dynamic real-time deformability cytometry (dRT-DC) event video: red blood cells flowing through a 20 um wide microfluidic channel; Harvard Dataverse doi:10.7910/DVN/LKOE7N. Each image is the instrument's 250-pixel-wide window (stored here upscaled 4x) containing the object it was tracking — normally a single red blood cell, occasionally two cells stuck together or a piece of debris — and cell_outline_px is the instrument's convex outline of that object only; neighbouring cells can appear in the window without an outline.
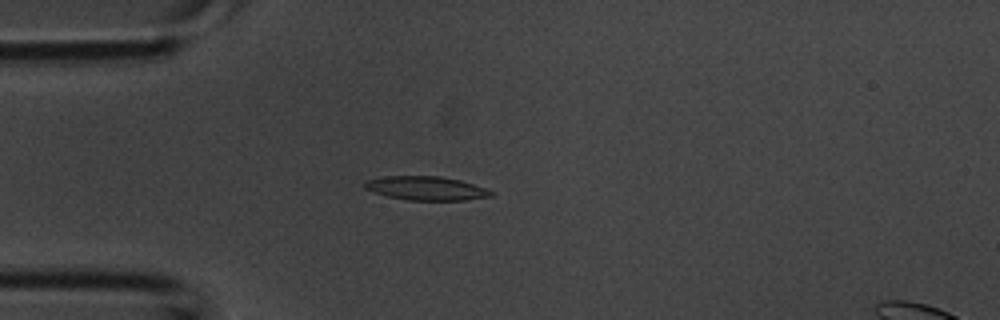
{"species": "common noctule bat (a hibernating species)", "species_latin": "Nyctalus noctula", "temperature_condition": "room temperature", "stored_images_in_passage": 31, "camera_frame_rate_fps": 3000, "um_per_image_px": 0.085, "animal": {"sex": "male", "body_mass_g": 20.1, "forearm_length_mm": 53.5}, "frame": {"image": 1, "passage_image": 5, "time_ms": 1.333, "image_size_px": [1000, 320], "cell_outline_px": [[496, 192], [492, 196], [464, 200], [408, 200], [388, 196], [372, 192], [364, 188], [360, 184], [364, 180], [384, 176], [440, 176], [460, 180]], "centroid_in_image_um": [36.15, 16.0], "position_along_channel_um": 48.8, "area_um2": 17.69}}
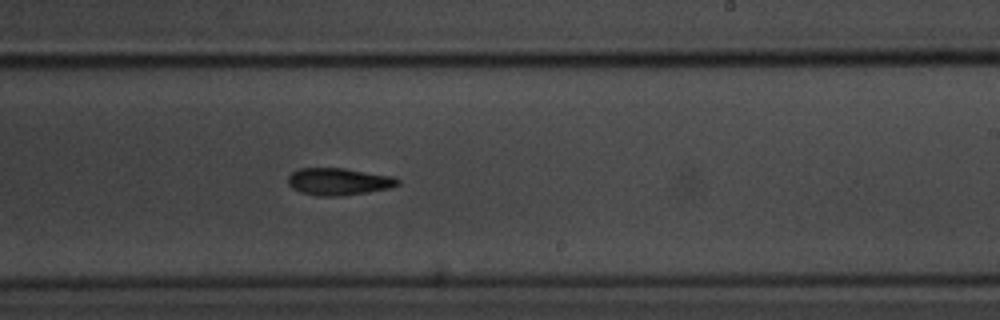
{"frame": {"image": 2, "passage_image": 19, "time_ms": 6.0, "image_size_px": [1000, 320], "cell_outline_px": [[400, 184], [388, 188], [368, 192], [340, 196], [320, 196], [300, 192], [292, 188], [288, 184], [288, 176], [292, 172], [300, 168], [344, 168], [392, 176], [400, 180]], "centroid_in_image_um": [28.77, 15.43], "position_along_channel_um": 260.2, "area_um2": 17.34}}
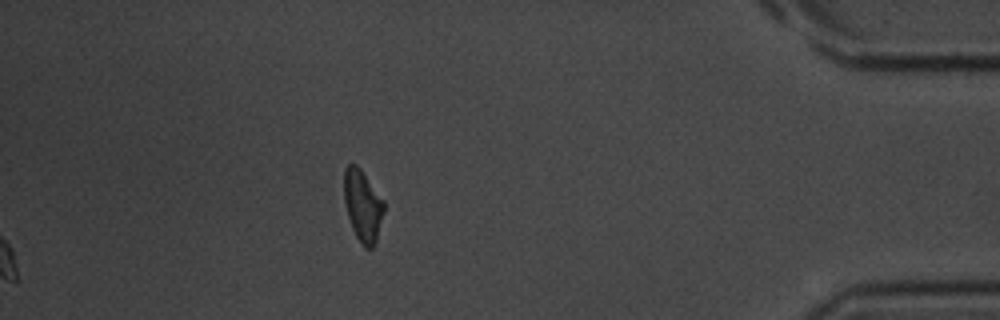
{"frame": {"image": 3, "passage_image": 31, "time_ms": 10.0, "image_size_px": [1000, 320], "cell_outline_px": [[384, 212], [376, 240], [372, 248], [364, 248], [360, 244], [352, 228], [348, 216], [344, 200], [344, 168], [348, 164], [356, 164], [360, 168], [384, 200]], "centroid_in_image_um": [30.83, 17.47], "position_along_channel_um": 404.4, "area_um2": 16.65}}